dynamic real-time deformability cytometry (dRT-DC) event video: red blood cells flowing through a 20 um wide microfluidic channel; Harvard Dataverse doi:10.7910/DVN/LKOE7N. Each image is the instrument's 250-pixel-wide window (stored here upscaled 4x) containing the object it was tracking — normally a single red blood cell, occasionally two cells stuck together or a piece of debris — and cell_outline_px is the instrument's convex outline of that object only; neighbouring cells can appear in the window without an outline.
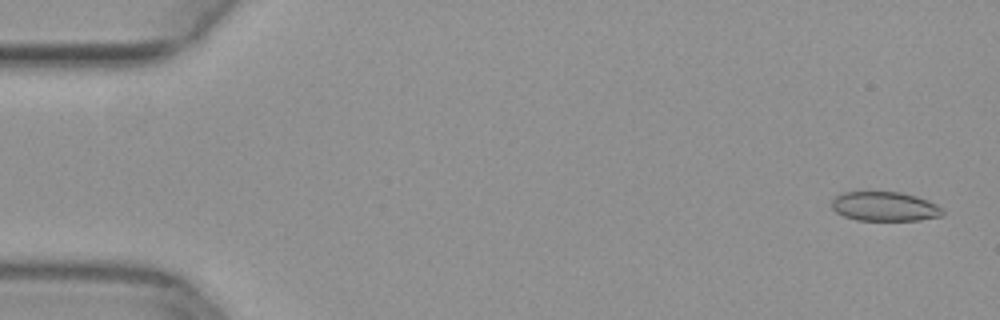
{"species": "common noctule bat (a hibernating species)", "species_latin": "Nyctalus noctula", "temperature_condition": "warm", "stored_images_in_passage": 50, "camera_frame_rate_fps": 3000, "um_per_image_px": 0.085, "animal": {"sex": "female", "body_mass_g": 29.2, "forearm_length_mm": 56.3}, "frame": {"image": 1, "passage_image": 2, "time_ms": 0.333, "image_size_px": [1000, 320], "cell_outline_px": [[944, 212], [940, 216], [920, 220], [856, 220], [844, 216], [836, 212], [832, 208], [832, 200], [836, 196], [844, 192], [868, 188], [900, 192], [916, 196], [928, 200], [936, 204]], "centroid_in_image_um": [75.14, 17.49], "position_along_channel_um": 9.9, "area_um2": 19.65}}
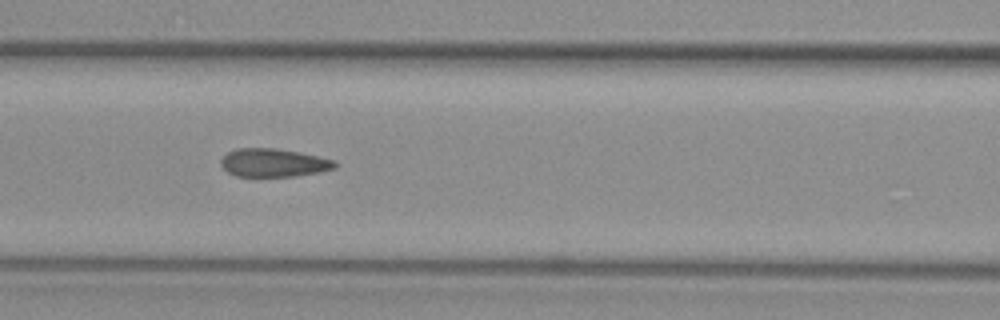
{"frame": {"image": 2, "passage_image": 22, "time_ms": 7.0, "image_size_px": [1000, 320], "cell_outline_px": [[336, 168], [320, 172], [296, 176], [236, 176], [228, 172], [220, 164], [220, 160], [228, 152], [236, 148], [276, 148], [300, 152], [332, 160], [336, 164]], "centroid_in_image_um": [23.23, 13.83], "position_along_channel_um": 143.4, "area_um2": 18.67}}
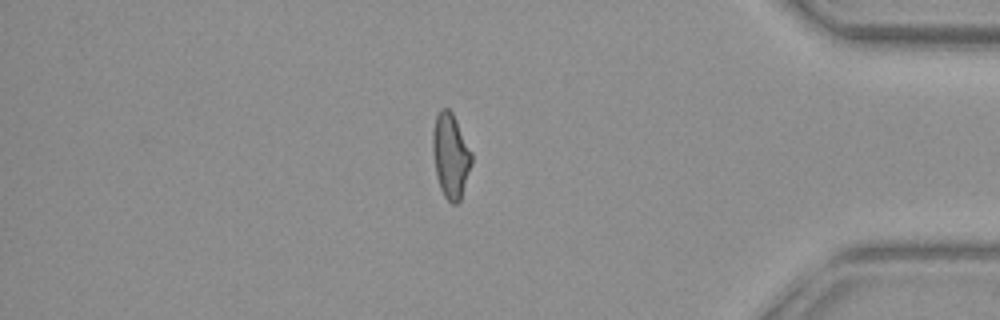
{"frame": {"image": 3, "passage_image": 43, "time_ms": 14.0, "image_size_px": [1000, 320], "cell_outline_px": [[472, 164], [460, 200], [456, 204], [452, 204], [444, 196], [440, 188], [436, 176], [432, 152], [432, 132], [436, 116], [440, 108], [448, 108], [452, 112], [472, 152]], "centroid_in_image_um": [38.29, 13.23], "position_along_channel_um": 396.9, "area_um2": 19.31}}